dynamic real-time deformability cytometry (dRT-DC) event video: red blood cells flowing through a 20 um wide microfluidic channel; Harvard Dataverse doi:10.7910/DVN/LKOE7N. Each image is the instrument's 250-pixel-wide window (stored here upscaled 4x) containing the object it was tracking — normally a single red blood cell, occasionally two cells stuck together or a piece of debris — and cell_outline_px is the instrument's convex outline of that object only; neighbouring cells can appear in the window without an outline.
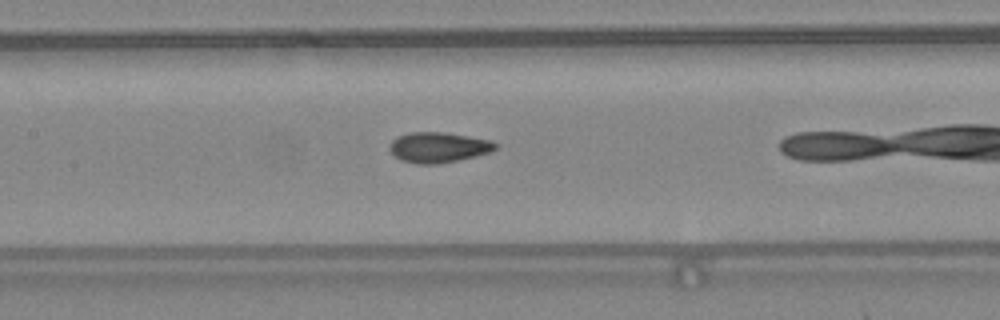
{"species": "common noctule bat (a hibernating species)", "species_latin": "Nyctalus noctula", "temperature_condition": "warm", "stored_images_in_passage": 36, "camera_frame_rate_fps": 3000, "um_per_image_px": 0.085, "animal": {"sex": "female", "body_mass_g": 24.6, "forearm_length_mm": 56.2}, "frame": {"image": 1, "passage_image": 21, "time_ms": 6.667, "image_size_px": [1000, 320], "cell_outline_px": [[500, 144], [492, 152], [476, 156], [436, 164], [416, 164], [400, 160], [388, 148], [392, 140], [396, 136], [408, 132], [444, 132], [492, 140]], "centroid_in_image_um": [37.28, 12.51], "position_along_channel_um": 170.1, "area_um2": 18.9}}
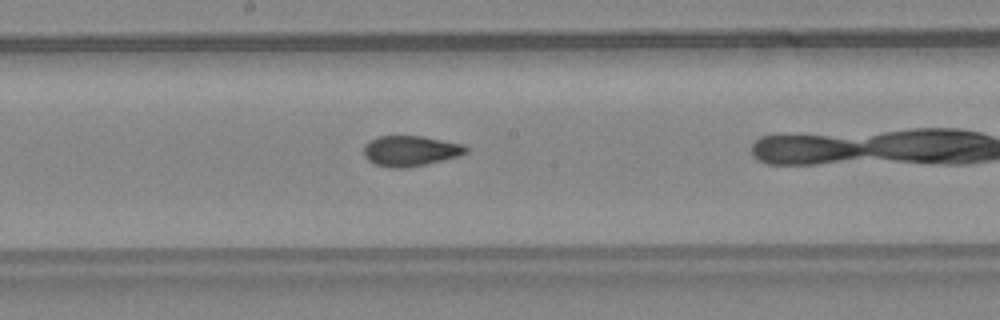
{"frame": {"image": 2, "passage_image": 24, "time_ms": 7.667, "image_size_px": [1000, 320], "cell_outline_px": [[468, 152], [460, 156], [424, 164], [404, 168], [392, 168], [376, 164], [368, 160], [364, 156], [364, 144], [368, 140], [376, 136], [420, 136], [464, 144], [468, 148]], "centroid_in_image_um": [34.87, 12.81], "position_along_channel_um": 213.3, "area_um2": 18.15}}